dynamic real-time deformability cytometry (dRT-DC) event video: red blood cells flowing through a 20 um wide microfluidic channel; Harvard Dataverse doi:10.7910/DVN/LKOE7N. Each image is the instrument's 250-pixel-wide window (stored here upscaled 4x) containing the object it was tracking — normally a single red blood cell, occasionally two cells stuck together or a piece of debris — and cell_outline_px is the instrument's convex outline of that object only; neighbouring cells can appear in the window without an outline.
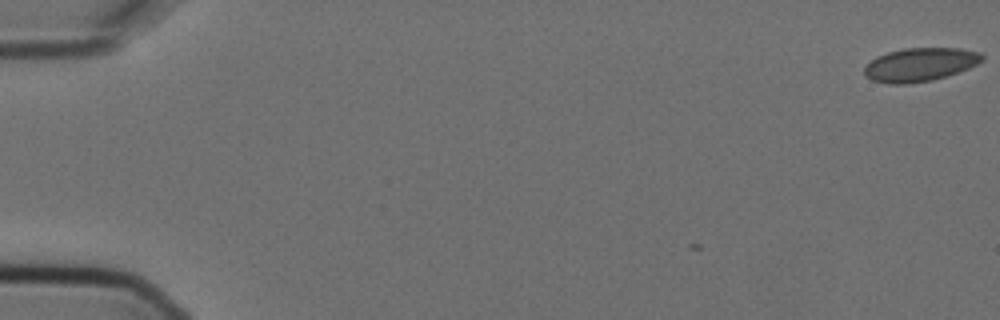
{"species": "Egyptian fruit bat (a non-hibernating species)", "species_latin": "Rousettus aegyptiacus", "temperature_condition": "cold", "stored_images_in_passage": 2, "camera_frame_rate_fps": 3000, "um_per_image_px": 0.085, "animal": {"sex": "female"}, "frame": {"image": 1, "passage_image": 2, "time_ms": 0.333, "image_size_px": [1000, 320], "cell_outline_px": [[984, 60], [968, 68], [932, 80], [908, 84], [888, 84], [872, 80], [864, 76], [864, 68], [876, 56], [888, 52], [904, 48], [960, 48], [980, 52], [984, 56]], "centroid_in_image_um": [78.18, 5.49], "position_along_channel_um": 6.8, "area_um2": 22.95}}